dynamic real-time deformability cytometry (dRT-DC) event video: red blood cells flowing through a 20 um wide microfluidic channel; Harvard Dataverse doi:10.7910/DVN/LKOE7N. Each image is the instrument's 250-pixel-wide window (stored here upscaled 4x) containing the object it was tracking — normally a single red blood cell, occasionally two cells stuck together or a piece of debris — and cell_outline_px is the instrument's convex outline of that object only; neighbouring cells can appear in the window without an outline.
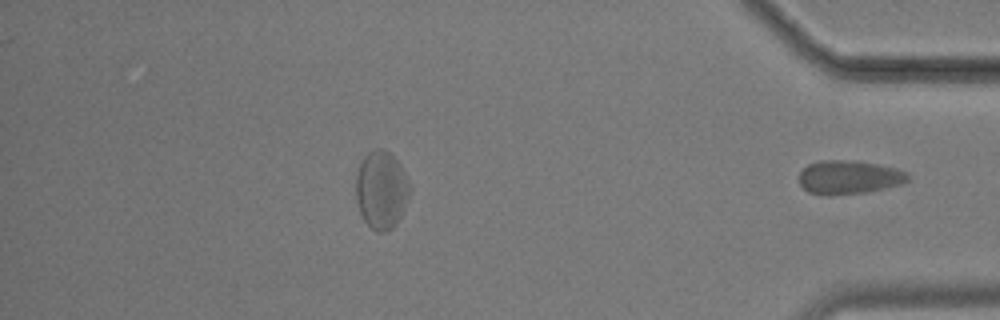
{"species": "common noctule bat (a hibernating species)", "species_latin": "Nyctalus noctula", "temperature_condition": "cold", "stored_images_in_passage": 44, "segment_of_instrument_passage": [2, 2], "camera_frame_rate_fps": 3000, "um_per_image_px": 0.085, "animal": {"sex": "male", "body_mass_g": 17.9}, "frame": {"image": 1, "passage_image": 44, "time_ms": 14.333, "image_size_px": [1000, 320], "cell_outline_px": [[908, 180], [904, 184], [864, 192], [828, 196], [808, 192], [800, 184], [800, 172], [808, 164], [820, 160], [856, 160], [896, 168], [908, 172]], "centroid_in_image_um": [72.17, 15.06], "position_along_channel_um": 363.0, "area_um2": 21.44}}